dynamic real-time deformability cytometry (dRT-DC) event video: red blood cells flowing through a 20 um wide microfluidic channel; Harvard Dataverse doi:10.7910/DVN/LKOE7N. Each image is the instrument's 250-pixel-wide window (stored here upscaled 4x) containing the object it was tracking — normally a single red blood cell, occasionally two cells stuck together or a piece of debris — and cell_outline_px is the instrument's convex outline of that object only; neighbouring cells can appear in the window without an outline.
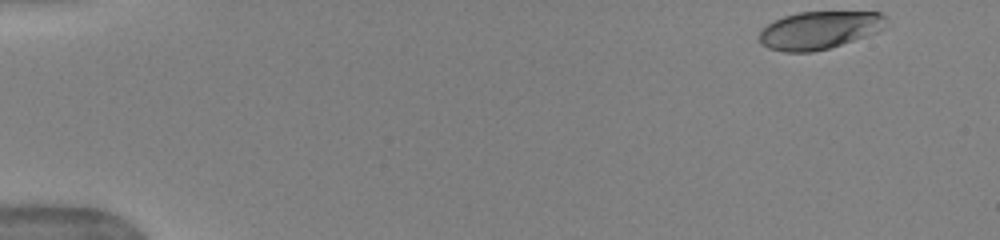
{"species": "human", "species_latin": "Homo sapiens", "temperature_condition": "warm", "stored_images_in_passage": 49, "camera_frame_rate_fps": 3000, "um_per_image_px": 0.085, "donor": {"sex": "female"}, "frame": {"image": 1, "passage_image": 1, "time_ms": 0.0, "image_size_px": [1000, 240], "cell_outline_px": [[888, 28], [828, 48], [812, 52], [784, 52], [768, 48], [760, 44], [760, 32], [768, 24], [784, 16], [800, 12], [880, 12], [888, 16]], "centroid_in_image_um": [69.69, 2.55], "position_along_channel_um": 15.3, "area_um2": 27.92}}
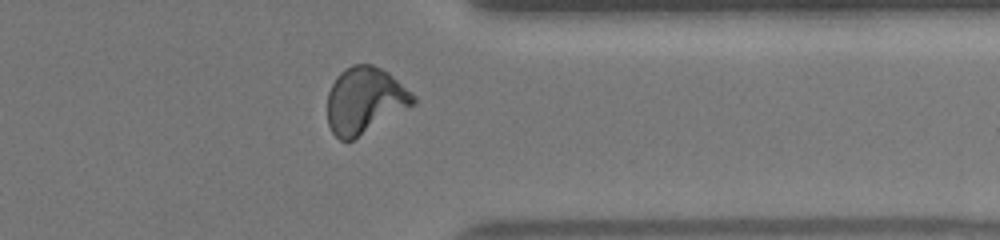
{"frame": {"image": 2, "passage_image": 39, "time_ms": 12.667, "image_size_px": [1000, 240], "cell_outline_px": [[416, 104], [352, 140], [340, 140], [332, 132], [328, 124], [328, 92], [336, 76], [340, 72], [352, 64], [372, 64], [388, 72], [412, 92], [416, 96]], "centroid_in_image_um": [31.02, 8.52], "position_along_channel_um": 380.4, "area_um2": 33.18}}
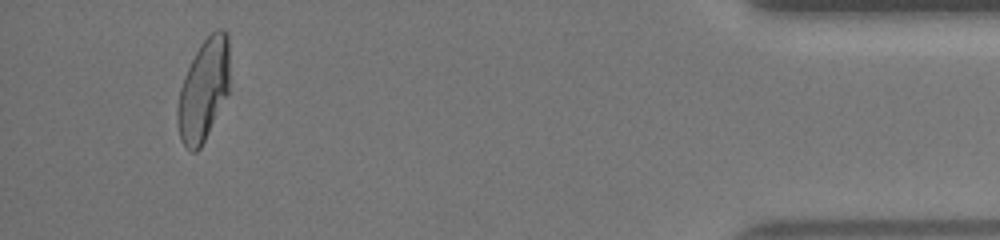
{"frame": {"image": 3, "passage_image": 46, "time_ms": 15.0, "image_size_px": [1000, 240], "cell_outline_px": [[228, 92], [200, 148], [196, 152], [192, 152], [184, 144], [180, 136], [176, 120], [176, 108], [180, 88], [184, 76], [200, 44], [216, 28], [224, 28], [228, 32]], "centroid_in_image_um": [17.28, 7.62], "position_along_channel_um": 417.9, "area_um2": 30.52}, "authors_computed_cell_mechanics": {"area_um2": 31.7322, "velocity_mm_per_s": 3.9744, "shape_relaxation_time_tau1_ms": 5.3949, "shape_relaxation_time_tau2_ms": 1.1429, "deformation_change_tau1": 0.2276, "deformation_change_tau2": 0.0773}}